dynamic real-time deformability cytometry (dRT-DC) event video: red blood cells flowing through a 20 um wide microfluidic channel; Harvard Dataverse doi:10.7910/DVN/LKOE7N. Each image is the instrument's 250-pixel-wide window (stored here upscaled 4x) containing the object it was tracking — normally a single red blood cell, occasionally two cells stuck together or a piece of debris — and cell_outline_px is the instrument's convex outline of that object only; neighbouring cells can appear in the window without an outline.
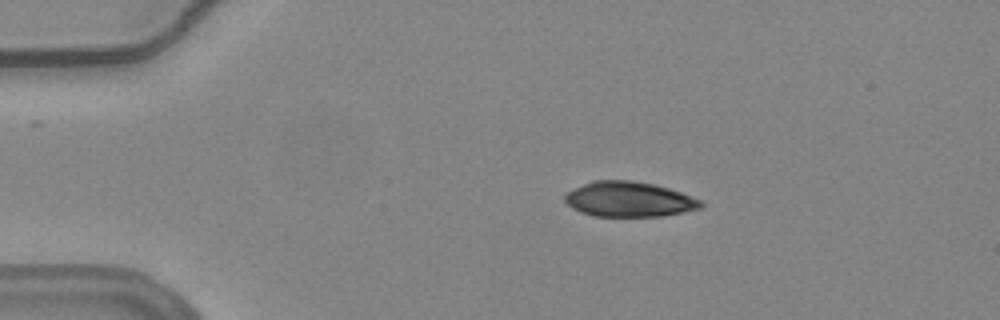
{"species": "common noctule bat (a hibernating species)", "species_latin": "Nyctalus noctula", "temperature_condition": "warm", "stored_images_in_passage": 45, "camera_frame_rate_fps": 3000, "um_per_image_px": 0.085, "animal": {"sex": "female", "body_mass_g": 24.6, "forearm_length_mm": 56.2}, "frame": {"image": 1, "passage_image": 1, "time_ms": 0.0, "image_size_px": [1000, 320], "cell_outline_px": [[704, 204], [700, 208], [684, 212], [660, 216], [592, 216], [580, 212], [572, 208], [564, 200], [564, 196], [568, 192], [592, 180], [632, 180], [652, 184], [668, 188], [680, 192], [700, 200]], "centroid_in_image_um": [53.45, 16.94], "position_along_channel_um": 31.6, "area_um2": 27.63}}
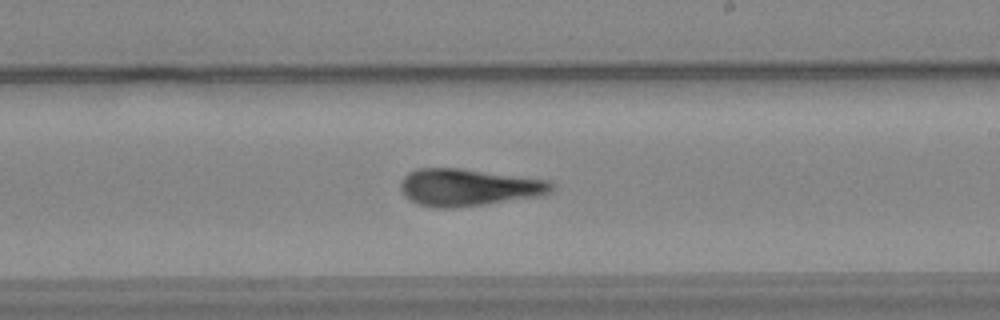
{"frame": {"image": 2, "passage_image": 23, "time_ms": 7.333, "image_size_px": [1000, 320], "cell_outline_px": [[552, 192], [540, 196], [484, 204], [452, 208], [436, 208], [420, 204], [404, 196], [400, 188], [400, 180], [408, 172], [416, 168], [460, 168], [548, 180], [552, 184]], "centroid_in_image_um": [39.78, 15.92], "position_along_channel_um": 249.2, "area_um2": 32.6}}
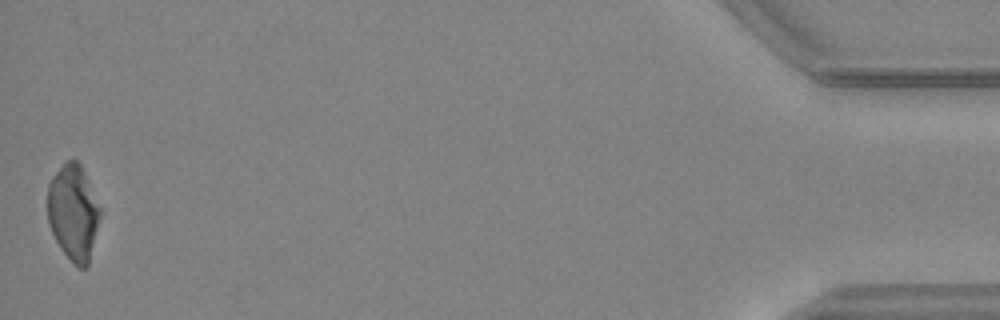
{"frame": {"image": 3, "passage_image": 45, "time_ms": 14.667, "image_size_px": [1000, 320], "cell_outline_px": [[100, 216], [88, 268], [80, 268], [60, 248], [48, 224], [48, 184], [52, 176], [64, 160], [76, 160], [80, 164], [84, 172], [100, 208]], "centroid_in_image_um": [6.22, 18.04], "position_along_channel_um": 429.0, "area_um2": 29.07}}